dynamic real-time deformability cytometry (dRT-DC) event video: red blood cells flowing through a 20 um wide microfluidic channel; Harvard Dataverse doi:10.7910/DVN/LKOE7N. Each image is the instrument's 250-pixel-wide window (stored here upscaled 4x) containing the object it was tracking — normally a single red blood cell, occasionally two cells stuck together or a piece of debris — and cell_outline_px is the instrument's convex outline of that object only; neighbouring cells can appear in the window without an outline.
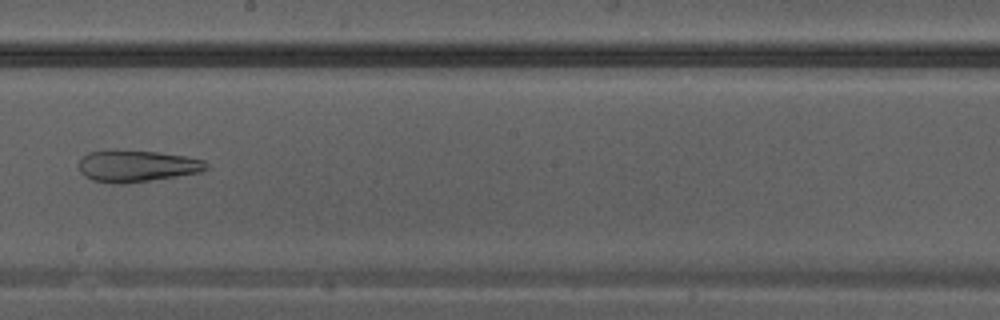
{"species": "Egyptian fruit bat (a non-hibernating species)", "species_latin": "Rousettus aegyptiacus", "temperature_condition": "warm", "stored_images_in_passage": 24, "camera_frame_rate_fps": 3000, "um_per_image_px": 0.085, "animal": {"sex": "male"}, "frame": {"image": 1, "passage_image": 21, "time_ms": 6.667, "image_size_px": [1000, 320], "cell_outline_px": [[208, 168], [200, 172], [176, 176], [124, 184], [116, 184], [92, 180], [84, 176], [80, 172], [76, 164], [88, 152], [156, 152], [184, 156], [204, 160], [208, 164]], "centroid_in_image_um": [11.62, 14.15], "position_along_channel_um": 236.6, "area_um2": 22.95}}